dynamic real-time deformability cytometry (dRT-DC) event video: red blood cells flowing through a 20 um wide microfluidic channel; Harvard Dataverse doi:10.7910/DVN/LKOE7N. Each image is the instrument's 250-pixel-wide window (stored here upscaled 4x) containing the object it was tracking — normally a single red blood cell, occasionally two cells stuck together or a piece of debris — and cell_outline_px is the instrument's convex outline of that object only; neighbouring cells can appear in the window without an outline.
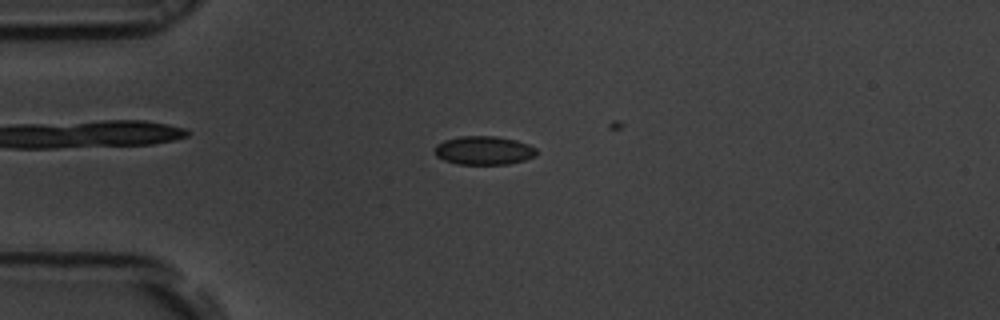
{"species": "common noctule bat (a hibernating species)", "species_latin": "Nyctalus noctula", "temperature_condition": "room temperature", "stored_images_in_passage": 6, "camera_frame_rate_fps": 3000, "um_per_image_px": 0.085, "animal": {"sex": "male", "body_mass_g": 19.5, "forearm_length_mm": 54.6}, "frame": {"image": 1, "passage_image": 1, "time_ms": 0.0, "image_size_px": [1000, 320], "cell_outline_px": [[540, 152], [536, 156], [524, 160], [508, 164], [456, 164], [444, 160], [436, 156], [432, 148], [436, 144], [444, 140], [460, 136], [496, 136], [516, 140], [528, 144], [536, 148]], "centroid_in_image_um": [41.12, 12.78], "position_along_channel_um": 43.9, "area_um2": 17.28}}